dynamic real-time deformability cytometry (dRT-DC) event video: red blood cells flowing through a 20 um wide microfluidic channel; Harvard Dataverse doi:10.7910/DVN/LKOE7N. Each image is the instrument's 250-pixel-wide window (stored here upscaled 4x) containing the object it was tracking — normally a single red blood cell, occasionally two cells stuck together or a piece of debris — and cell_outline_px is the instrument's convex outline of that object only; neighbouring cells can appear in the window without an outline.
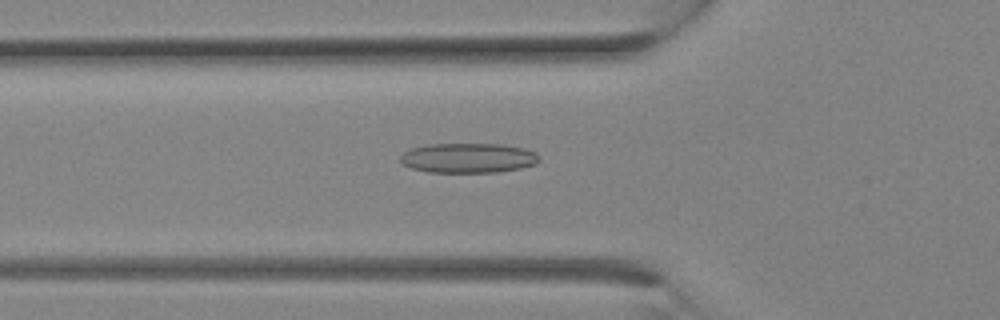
{"species": "Egyptian fruit bat (a non-hibernating species)", "species_latin": "Rousettus aegyptiacus", "temperature_condition": "room temperature", "stored_images_in_passage": 19, "camera_frame_rate_fps": 3000, "um_per_image_px": 0.085, "animal": {"sex": "female"}, "frame": {"image": 1, "passage_image": 10, "time_ms": 3.0, "image_size_px": [1000, 320], "cell_outline_px": [[540, 160], [536, 164], [520, 168], [496, 172], [428, 172], [412, 168], [400, 164], [400, 156], [404, 152], [412, 148], [428, 144], [500, 144], [524, 148], [536, 152], [540, 156]], "centroid_in_image_um": [39.8, 13.43], "position_along_channel_um": 86.0, "area_um2": 24.22}}
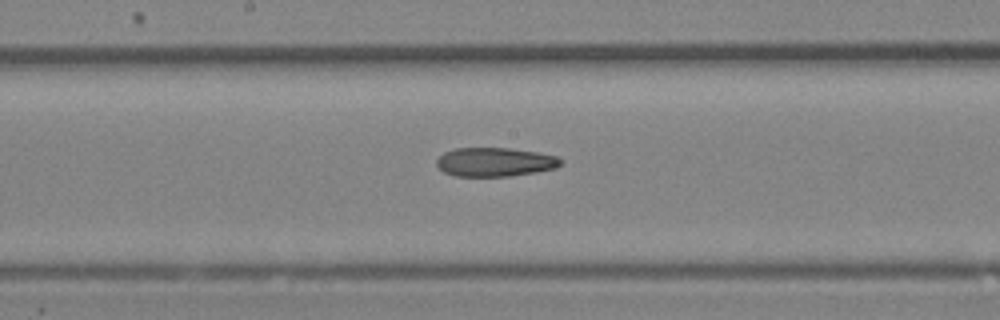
{"frame": {"image": 2, "passage_image": 15, "time_ms": 4.667, "image_size_px": [1000, 320], "cell_outline_px": [[564, 160], [556, 168], [536, 172], [508, 176], [456, 176], [444, 172], [436, 164], [436, 160], [444, 152], [456, 148], [508, 148], [536, 152], [556, 156]], "centroid_in_image_um": [42.07, 13.77], "position_along_channel_um": 206.1, "area_um2": 20.81}}
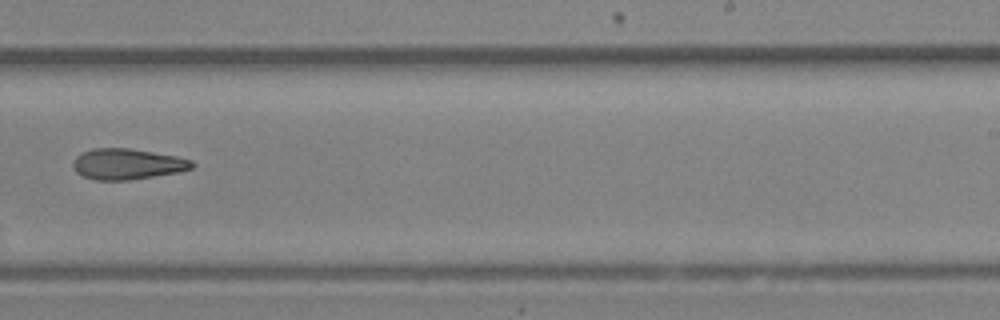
{"frame": {"image": 3, "passage_image": 18, "time_ms": 5.667, "image_size_px": [1000, 320], "cell_outline_px": [[196, 164], [192, 168], [180, 172], [128, 180], [96, 180], [84, 176], [76, 172], [72, 168], [72, 164], [76, 156], [92, 148], [128, 148], [176, 156], [192, 160]], "centroid_in_image_um": [10.82, 13.94], "position_along_channel_um": 278.2, "area_um2": 21.33}}